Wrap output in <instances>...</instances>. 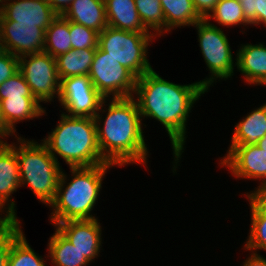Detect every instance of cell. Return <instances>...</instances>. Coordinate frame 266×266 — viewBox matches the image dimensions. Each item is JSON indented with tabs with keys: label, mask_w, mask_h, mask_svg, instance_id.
Returning a JSON list of instances; mask_svg holds the SVG:
<instances>
[{
	"label": "cell",
	"mask_w": 266,
	"mask_h": 266,
	"mask_svg": "<svg viewBox=\"0 0 266 266\" xmlns=\"http://www.w3.org/2000/svg\"><path fill=\"white\" fill-rule=\"evenodd\" d=\"M241 266H266V258L260 253H252L244 260Z\"/></svg>",
	"instance_id": "37"
},
{
	"label": "cell",
	"mask_w": 266,
	"mask_h": 266,
	"mask_svg": "<svg viewBox=\"0 0 266 266\" xmlns=\"http://www.w3.org/2000/svg\"><path fill=\"white\" fill-rule=\"evenodd\" d=\"M46 107L35 97L6 98L1 101V110L6 125L16 134V124L45 116Z\"/></svg>",
	"instance_id": "18"
},
{
	"label": "cell",
	"mask_w": 266,
	"mask_h": 266,
	"mask_svg": "<svg viewBox=\"0 0 266 266\" xmlns=\"http://www.w3.org/2000/svg\"><path fill=\"white\" fill-rule=\"evenodd\" d=\"M5 52H6V50H5L3 39H2V36H1V32H0V56L2 54H4Z\"/></svg>",
	"instance_id": "40"
},
{
	"label": "cell",
	"mask_w": 266,
	"mask_h": 266,
	"mask_svg": "<svg viewBox=\"0 0 266 266\" xmlns=\"http://www.w3.org/2000/svg\"><path fill=\"white\" fill-rule=\"evenodd\" d=\"M15 97H34L29 85L19 70L0 84V102L3 99Z\"/></svg>",
	"instance_id": "30"
},
{
	"label": "cell",
	"mask_w": 266,
	"mask_h": 266,
	"mask_svg": "<svg viewBox=\"0 0 266 266\" xmlns=\"http://www.w3.org/2000/svg\"><path fill=\"white\" fill-rule=\"evenodd\" d=\"M0 15L6 21L38 26L44 31L58 16L45 0H5Z\"/></svg>",
	"instance_id": "15"
},
{
	"label": "cell",
	"mask_w": 266,
	"mask_h": 266,
	"mask_svg": "<svg viewBox=\"0 0 266 266\" xmlns=\"http://www.w3.org/2000/svg\"><path fill=\"white\" fill-rule=\"evenodd\" d=\"M249 206L251 225L243 249L259 254L260 250L266 251V217L250 201Z\"/></svg>",
	"instance_id": "28"
},
{
	"label": "cell",
	"mask_w": 266,
	"mask_h": 266,
	"mask_svg": "<svg viewBox=\"0 0 266 266\" xmlns=\"http://www.w3.org/2000/svg\"><path fill=\"white\" fill-rule=\"evenodd\" d=\"M196 12L202 19H206L220 0H192Z\"/></svg>",
	"instance_id": "35"
},
{
	"label": "cell",
	"mask_w": 266,
	"mask_h": 266,
	"mask_svg": "<svg viewBox=\"0 0 266 266\" xmlns=\"http://www.w3.org/2000/svg\"><path fill=\"white\" fill-rule=\"evenodd\" d=\"M96 49H75L56 57L59 79L89 75Z\"/></svg>",
	"instance_id": "23"
},
{
	"label": "cell",
	"mask_w": 266,
	"mask_h": 266,
	"mask_svg": "<svg viewBox=\"0 0 266 266\" xmlns=\"http://www.w3.org/2000/svg\"><path fill=\"white\" fill-rule=\"evenodd\" d=\"M21 187L16 144L0 139V208L12 219L17 218L16 202L12 194ZM13 199V200H12Z\"/></svg>",
	"instance_id": "14"
},
{
	"label": "cell",
	"mask_w": 266,
	"mask_h": 266,
	"mask_svg": "<svg viewBox=\"0 0 266 266\" xmlns=\"http://www.w3.org/2000/svg\"><path fill=\"white\" fill-rule=\"evenodd\" d=\"M245 194L247 201H250L266 217V187L256 188Z\"/></svg>",
	"instance_id": "34"
},
{
	"label": "cell",
	"mask_w": 266,
	"mask_h": 266,
	"mask_svg": "<svg viewBox=\"0 0 266 266\" xmlns=\"http://www.w3.org/2000/svg\"><path fill=\"white\" fill-rule=\"evenodd\" d=\"M197 29L198 42L209 76L198 81L207 91L217 80H227L234 75L236 58L230 47L227 35L222 28L211 21L202 19L193 25ZM235 58V59H234ZM235 62V63H234Z\"/></svg>",
	"instance_id": "7"
},
{
	"label": "cell",
	"mask_w": 266,
	"mask_h": 266,
	"mask_svg": "<svg viewBox=\"0 0 266 266\" xmlns=\"http://www.w3.org/2000/svg\"><path fill=\"white\" fill-rule=\"evenodd\" d=\"M16 140L21 187L28 186L39 202L49 206L55 198L63 168L42 141L38 143L19 135Z\"/></svg>",
	"instance_id": "5"
},
{
	"label": "cell",
	"mask_w": 266,
	"mask_h": 266,
	"mask_svg": "<svg viewBox=\"0 0 266 266\" xmlns=\"http://www.w3.org/2000/svg\"><path fill=\"white\" fill-rule=\"evenodd\" d=\"M239 49V50H238ZM236 51V67L246 84L253 86L266 85V45L241 44Z\"/></svg>",
	"instance_id": "16"
},
{
	"label": "cell",
	"mask_w": 266,
	"mask_h": 266,
	"mask_svg": "<svg viewBox=\"0 0 266 266\" xmlns=\"http://www.w3.org/2000/svg\"><path fill=\"white\" fill-rule=\"evenodd\" d=\"M58 14L63 15L74 0H45Z\"/></svg>",
	"instance_id": "36"
},
{
	"label": "cell",
	"mask_w": 266,
	"mask_h": 266,
	"mask_svg": "<svg viewBox=\"0 0 266 266\" xmlns=\"http://www.w3.org/2000/svg\"><path fill=\"white\" fill-rule=\"evenodd\" d=\"M112 167L116 165L106 163L91 167H69L71 179L62 169L55 198L48 206L52 211L49 222L54 226L68 220L98 218L92 210L98 202L103 178Z\"/></svg>",
	"instance_id": "3"
},
{
	"label": "cell",
	"mask_w": 266,
	"mask_h": 266,
	"mask_svg": "<svg viewBox=\"0 0 266 266\" xmlns=\"http://www.w3.org/2000/svg\"><path fill=\"white\" fill-rule=\"evenodd\" d=\"M136 8L145 28L160 37L165 33V17L160 0H135ZM155 32V33H154Z\"/></svg>",
	"instance_id": "27"
},
{
	"label": "cell",
	"mask_w": 266,
	"mask_h": 266,
	"mask_svg": "<svg viewBox=\"0 0 266 266\" xmlns=\"http://www.w3.org/2000/svg\"><path fill=\"white\" fill-rule=\"evenodd\" d=\"M41 141L59 165V157L69 167H91L108 163L99 149L94 118L69 117L61 113L56 127Z\"/></svg>",
	"instance_id": "4"
},
{
	"label": "cell",
	"mask_w": 266,
	"mask_h": 266,
	"mask_svg": "<svg viewBox=\"0 0 266 266\" xmlns=\"http://www.w3.org/2000/svg\"><path fill=\"white\" fill-rule=\"evenodd\" d=\"M207 21H214L219 26L231 28L251 26V24L245 19L243 10L239 0H220L214 10L206 18ZM248 25V26H247Z\"/></svg>",
	"instance_id": "26"
},
{
	"label": "cell",
	"mask_w": 266,
	"mask_h": 266,
	"mask_svg": "<svg viewBox=\"0 0 266 266\" xmlns=\"http://www.w3.org/2000/svg\"><path fill=\"white\" fill-rule=\"evenodd\" d=\"M4 1L5 0H0V12H1V9H2V6H3Z\"/></svg>",
	"instance_id": "41"
},
{
	"label": "cell",
	"mask_w": 266,
	"mask_h": 266,
	"mask_svg": "<svg viewBox=\"0 0 266 266\" xmlns=\"http://www.w3.org/2000/svg\"><path fill=\"white\" fill-rule=\"evenodd\" d=\"M165 17V34L181 27H192L202 20L193 5L192 0H160Z\"/></svg>",
	"instance_id": "22"
},
{
	"label": "cell",
	"mask_w": 266,
	"mask_h": 266,
	"mask_svg": "<svg viewBox=\"0 0 266 266\" xmlns=\"http://www.w3.org/2000/svg\"><path fill=\"white\" fill-rule=\"evenodd\" d=\"M208 91L199 83L175 84L159 76L154 69L136 81L133 98L142 119H154L167 131L173 151V174L177 173L186 144L187 120L192 107ZM145 117V118H144Z\"/></svg>",
	"instance_id": "1"
},
{
	"label": "cell",
	"mask_w": 266,
	"mask_h": 266,
	"mask_svg": "<svg viewBox=\"0 0 266 266\" xmlns=\"http://www.w3.org/2000/svg\"><path fill=\"white\" fill-rule=\"evenodd\" d=\"M20 220L0 226V266H7L11 241L22 231Z\"/></svg>",
	"instance_id": "31"
},
{
	"label": "cell",
	"mask_w": 266,
	"mask_h": 266,
	"mask_svg": "<svg viewBox=\"0 0 266 266\" xmlns=\"http://www.w3.org/2000/svg\"><path fill=\"white\" fill-rule=\"evenodd\" d=\"M89 77L104 98L133 97L137 78L99 46L95 51Z\"/></svg>",
	"instance_id": "8"
},
{
	"label": "cell",
	"mask_w": 266,
	"mask_h": 266,
	"mask_svg": "<svg viewBox=\"0 0 266 266\" xmlns=\"http://www.w3.org/2000/svg\"><path fill=\"white\" fill-rule=\"evenodd\" d=\"M63 16L99 33L108 26L104 0H74Z\"/></svg>",
	"instance_id": "17"
},
{
	"label": "cell",
	"mask_w": 266,
	"mask_h": 266,
	"mask_svg": "<svg viewBox=\"0 0 266 266\" xmlns=\"http://www.w3.org/2000/svg\"><path fill=\"white\" fill-rule=\"evenodd\" d=\"M154 38L150 32H131L107 26L99 33L98 46L138 79L153 69L147 53Z\"/></svg>",
	"instance_id": "6"
},
{
	"label": "cell",
	"mask_w": 266,
	"mask_h": 266,
	"mask_svg": "<svg viewBox=\"0 0 266 266\" xmlns=\"http://www.w3.org/2000/svg\"><path fill=\"white\" fill-rule=\"evenodd\" d=\"M28 242L23 230L11 241L7 266H47L48 261L36 253Z\"/></svg>",
	"instance_id": "25"
},
{
	"label": "cell",
	"mask_w": 266,
	"mask_h": 266,
	"mask_svg": "<svg viewBox=\"0 0 266 266\" xmlns=\"http://www.w3.org/2000/svg\"><path fill=\"white\" fill-rule=\"evenodd\" d=\"M10 136H11V138L13 136L15 139L17 135L6 125V122H5L3 115H2L1 102H0V139L2 141H3V139H5V141H7L6 138H8Z\"/></svg>",
	"instance_id": "38"
},
{
	"label": "cell",
	"mask_w": 266,
	"mask_h": 266,
	"mask_svg": "<svg viewBox=\"0 0 266 266\" xmlns=\"http://www.w3.org/2000/svg\"><path fill=\"white\" fill-rule=\"evenodd\" d=\"M108 26L131 32H149L139 17L135 0H104Z\"/></svg>",
	"instance_id": "19"
},
{
	"label": "cell",
	"mask_w": 266,
	"mask_h": 266,
	"mask_svg": "<svg viewBox=\"0 0 266 266\" xmlns=\"http://www.w3.org/2000/svg\"><path fill=\"white\" fill-rule=\"evenodd\" d=\"M94 119L99 149L108 163L121 168L129 164L148 168L150 155L143 134L147 126L133 97L104 98Z\"/></svg>",
	"instance_id": "2"
},
{
	"label": "cell",
	"mask_w": 266,
	"mask_h": 266,
	"mask_svg": "<svg viewBox=\"0 0 266 266\" xmlns=\"http://www.w3.org/2000/svg\"><path fill=\"white\" fill-rule=\"evenodd\" d=\"M99 221L98 218L68 220L56 223L54 227L92 263L102 249V226Z\"/></svg>",
	"instance_id": "12"
},
{
	"label": "cell",
	"mask_w": 266,
	"mask_h": 266,
	"mask_svg": "<svg viewBox=\"0 0 266 266\" xmlns=\"http://www.w3.org/2000/svg\"><path fill=\"white\" fill-rule=\"evenodd\" d=\"M0 32L5 50L17 57L44 52L45 31L38 26L6 21L0 15Z\"/></svg>",
	"instance_id": "13"
},
{
	"label": "cell",
	"mask_w": 266,
	"mask_h": 266,
	"mask_svg": "<svg viewBox=\"0 0 266 266\" xmlns=\"http://www.w3.org/2000/svg\"><path fill=\"white\" fill-rule=\"evenodd\" d=\"M245 19L251 26L266 28V0H239Z\"/></svg>",
	"instance_id": "32"
},
{
	"label": "cell",
	"mask_w": 266,
	"mask_h": 266,
	"mask_svg": "<svg viewBox=\"0 0 266 266\" xmlns=\"http://www.w3.org/2000/svg\"><path fill=\"white\" fill-rule=\"evenodd\" d=\"M48 261L53 266H88L89 261L56 228L47 245ZM50 258V259H49Z\"/></svg>",
	"instance_id": "21"
},
{
	"label": "cell",
	"mask_w": 266,
	"mask_h": 266,
	"mask_svg": "<svg viewBox=\"0 0 266 266\" xmlns=\"http://www.w3.org/2000/svg\"><path fill=\"white\" fill-rule=\"evenodd\" d=\"M219 166L227 167L236 179L261 181L255 189L266 187V150L257 145H229Z\"/></svg>",
	"instance_id": "11"
},
{
	"label": "cell",
	"mask_w": 266,
	"mask_h": 266,
	"mask_svg": "<svg viewBox=\"0 0 266 266\" xmlns=\"http://www.w3.org/2000/svg\"><path fill=\"white\" fill-rule=\"evenodd\" d=\"M69 31L73 50L98 47L99 32L72 21H69Z\"/></svg>",
	"instance_id": "29"
},
{
	"label": "cell",
	"mask_w": 266,
	"mask_h": 266,
	"mask_svg": "<svg viewBox=\"0 0 266 266\" xmlns=\"http://www.w3.org/2000/svg\"><path fill=\"white\" fill-rule=\"evenodd\" d=\"M19 70V57L6 51L0 56V84Z\"/></svg>",
	"instance_id": "33"
},
{
	"label": "cell",
	"mask_w": 266,
	"mask_h": 266,
	"mask_svg": "<svg viewBox=\"0 0 266 266\" xmlns=\"http://www.w3.org/2000/svg\"><path fill=\"white\" fill-rule=\"evenodd\" d=\"M19 71L40 103L51 104L58 99L60 79L56 58L46 52L23 55L19 57Z\"/></svg>",
	"instance_id": "9"
},
{
	"label": "cell",
	"mask_w": 266,
	"mask_h": 266,
	"mask_svg": "<svg viewBox=\"0 0 266 266\" xmlns=\"http://www.w3.org/2000/svg\"><path fill=\"white\" fill-rule=\"evenodd\" d=\"M103 99L89 75L60 79L58 102L63 108L62 113L69 117L94 118Z\"/></svg>",
	"instance_id": "10"
},
{
	"label": "cell",
	"mask_w": 266,
	"mask_h": 266,
	"mask_svg": "<svg viewBox=\"0 0 266 266\" xmlns=\"http://www.w3.org/2000/svg\"><path fill=\"white\" fill-rule=\"evenodd\" d=\"M72 50L69 20L58 15L45 31L44 52L54 58Z\"/></svg>",
	"instance_id": "24"
},
{
	"label": "cell",
	"mask_w": 266,
	"mask_h": 266,
	"mask_svg": "<svg viewBox=\"0 0 266 266\" xmlns=\"http://www.w3.org/2000/svg\"><path fill=\"white\" fill-rule=\"evenodd\" d=\"M247 114L236 123L230 145H257L266 134V102Z\"/></svg>",
	"instance_id": "20"
},
{
	"label": "cell",
	"mask_w": 266,
	"mask_h": 266,
	"mask_svg": "<svg viewBox=\"0 0 266 266\" xmlns=\"http://www.w3.org/2000/svg\"><path fill=\"white\" fill-rule=\"evenodd\" d=\"M257 146L264 151L266 150V134L264 135L262 139L258 141Z\"/></svg>",
	"instance_id": "39"
}]
</instances>
